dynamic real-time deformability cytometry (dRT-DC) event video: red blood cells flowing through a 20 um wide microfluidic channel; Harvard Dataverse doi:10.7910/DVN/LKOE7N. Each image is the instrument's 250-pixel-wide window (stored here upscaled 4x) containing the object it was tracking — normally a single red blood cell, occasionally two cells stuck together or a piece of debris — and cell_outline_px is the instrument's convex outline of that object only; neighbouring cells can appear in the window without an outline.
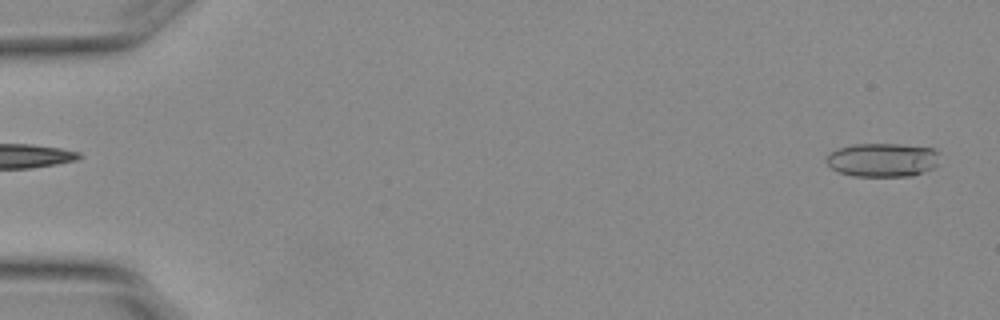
{"species": "Egyptian fruit bat (a non-hibernating species)", "species_latin": "Rousettus aegyptiacus", "temperature_condition": "warm", "stored_images_in_passage": 5, "camera_frame_rate_fps": 3000, "um_per_image_px": 0.085, "animal": {"sex": "female"}, "frame": {"image": 1, "passage_image": 1, "time_ms": 0.0, "image_size_px": [1000, 320], "cell_outline_px": [[936, 164], [932, 168], [912, 176], [852, 176], [840, 172], [832, 168], [828, 164], [828, 156], [832, 152], [840, 148], [852, 144], [900, 144], [932, 148], [936, 152]], "centroid_in_image_um": [75.0, 13.59], "position_along_channel_um": 10.0, "area_um2": 21.85}}
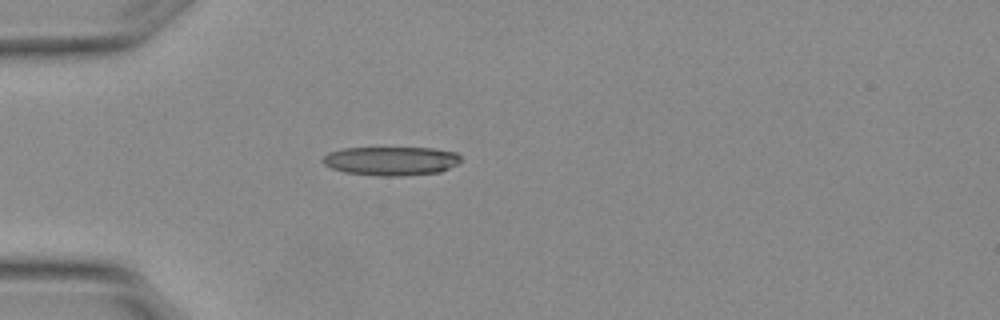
{"frame": {"image": 2, "passage_image": 5, "time_ms": 1.333, "image_size_px": [1000, 320], "cell_outline_px": [[460, 160], [456, 164], [440, 172], [400, 176], [380, 176], [344, 172], [332, 168], [324, 164], [320, 160], [328, 152], [344, 148], [432, 148], [456, 152], [460, 156]], "centroid_in_image_um": [33.21, 13.68], "position_along_channel_um": 51.8, "area_um2": 23.18}}